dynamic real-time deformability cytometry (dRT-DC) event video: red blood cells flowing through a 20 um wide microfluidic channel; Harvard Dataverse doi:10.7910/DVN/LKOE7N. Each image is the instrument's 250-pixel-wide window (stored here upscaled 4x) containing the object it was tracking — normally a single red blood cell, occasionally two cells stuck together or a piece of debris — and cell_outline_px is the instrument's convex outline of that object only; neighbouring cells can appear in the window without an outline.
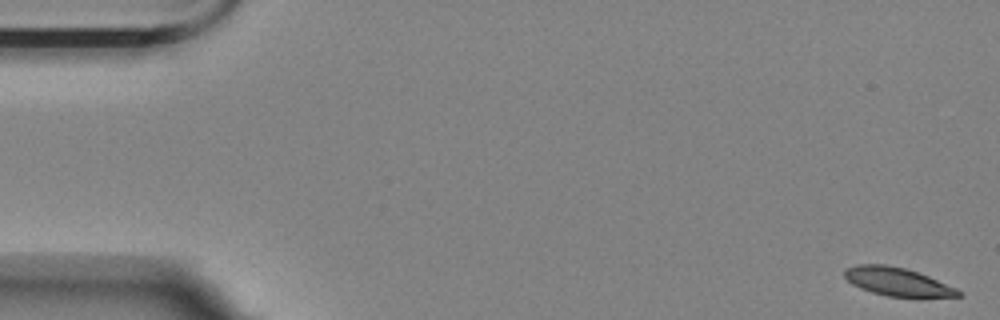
{"species": "Egyptian fruit bat (a non-hibernating species)", "species_latin": "Rousettus aegyptiacus", "temperature_condition": "room temperature", "stored_images_in_passage": 57, "camera_frame_rate_fps": 3000, "um_per_image_px": 0.085, "animal": {"sex": "female"}, "frame": {"image": 1, "passage_image": 1, "time_ms": 0.0, "image_size_px": [1000, 320], "cell_outline_px": [[964, 296], [920, 300], [916, 300], [888, 296], [872, 292], [860, 288], [852, 284], [844, 276], [844, 268], [856, 264], [884, 264], [904, 268], [928, 276], [956, 288], [964, 292]], "centroid_in_image_um": [76.37, 24.01], "position_along_channel_um": 8.6, "area_um2": 19.65}}
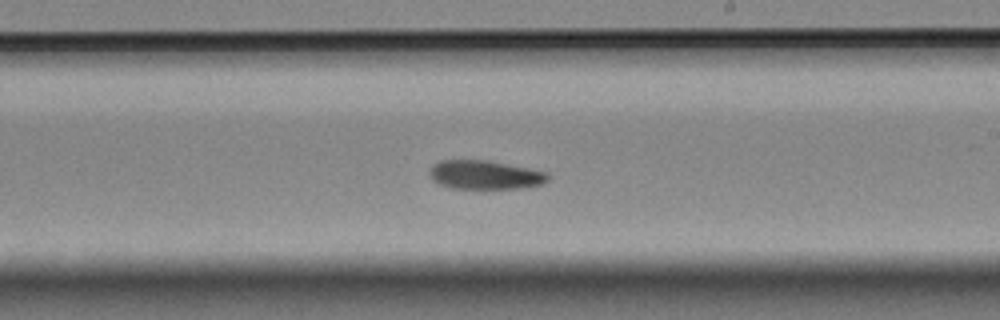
{"frame": {"image": 2, "passage_image": 33, "time_ms": 10.667, "image_size_px": [1000, 320], "cell_outline_px": [[548, 180], [540, 184], [520, 188], [448, 188], [432, 180], [432, 168], [440, 160], [488, 160], [548, 172]], "centroid_in_image_um": [41.24, 14.86], "position_along_channel_um": 247.8, "area_um2": 19.54}}
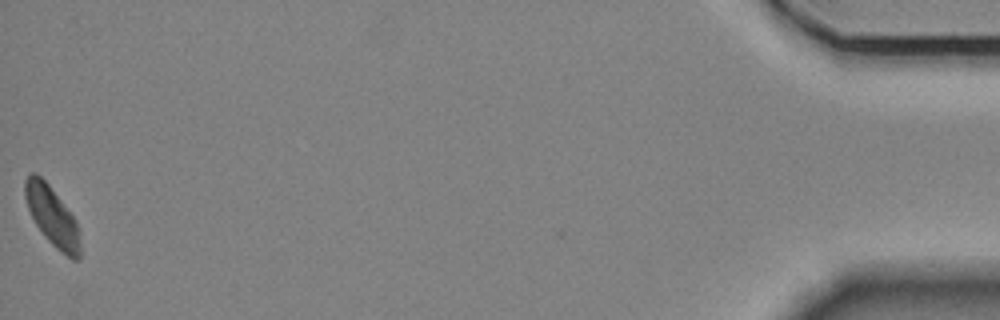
{"frame": {"image": 3, "passage_image": 57, "time_ms": 18.667, "image_size_px": [1000, 320], "cell_outline_px": [[80, 260], [72, 260], [60, 252], [44, 236], [36, 224], [28, 208], [24, 196], [24, 180], [32, 172], [36, 172], [48, 184], [76, 220], [80, 244]], "centroid_in_image_um": [4.43, 18.4], "position_along_channel_um": 430.8, "area_um2": 18.9}}